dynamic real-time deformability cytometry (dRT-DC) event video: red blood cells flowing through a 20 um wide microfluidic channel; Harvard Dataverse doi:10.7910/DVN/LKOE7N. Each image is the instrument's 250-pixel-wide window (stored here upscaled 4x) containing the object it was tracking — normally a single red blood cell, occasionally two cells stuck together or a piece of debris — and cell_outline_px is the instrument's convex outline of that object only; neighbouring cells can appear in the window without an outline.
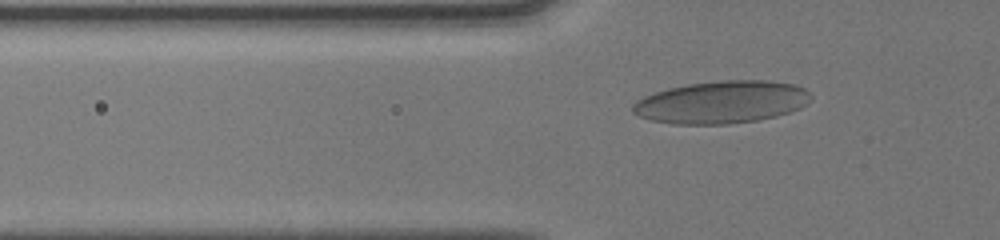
{"species": "human", "species_latin": "Homo sapiens", "temperature_condition": "cold", "stored_images_in_passage": 51, "camera_frame_rate_fps": 3000, "um_per_image_px": 0.085, "donor": {"sex": "male"}, "frame": {"image": 1, "passage_image": 18, "time_ms": 5.667, "image_size_px": [1000, 240], "cell_outline_px": [[812, 100], [800, 108], [776, 116], [756, 120], [728, 124], [672, 124], [648, 120], [632, 112], [632, 104], [636, 100], [644, 96], [668, 88], [688, 84], [720, 80], [768, 80], [792, 84], [804, 88], [812, 96]], "centroid_in_image_um": [61.32, 8.68], "position_along_channel_um": 64.5, "area_um2": 44.22}}
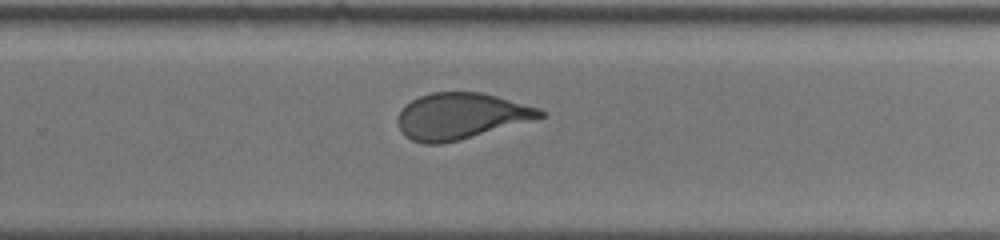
{"frame": {"image": 2, "passage_image": 35, "time_ms": 11.333, "image_size_px": [1000, 240], "cell_outline_px": [[544, 116], [456, 140], [440, 144], [424, 144], [412, 140], [404, 136], [396, 120], [400, 108], [404, 104], [420, 96], [432, 92], [480, 92], [496, 96], [540, 108], [544, 112]], "centroid_in_image_um": [39.07, 9.85], "position_along_channel_um": 290.7, "area_um2": 37.69}}
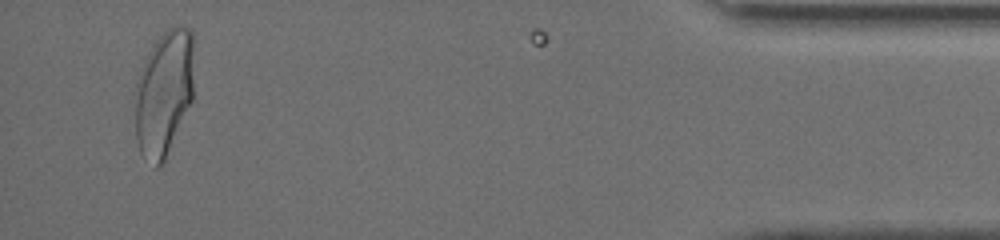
{"frame": {"image": 3, "passage_image": 49, "time_ms": 16.0, "image_size_px": [1000, 240], "cell_outline_px": [[192, 100], [164, 160], [156, 168], [152, 168], [140, 152], [136, 140], [132, 92], [144, 60], [152, 44], [168, 28], [176, 24], [184, 24], [192, 32]], "centroid_in_image_um": [13.87, 7.9], "position_along_channel_um": 421.3, "area_um2": 43.81}, "authors_computed_cell_mechanics": {"area_um2": 40.6912, "velocity_mm_per_s": 4.1132, "shape_relaxation_time_tau1_ms": 5.2983, "shape_relaxation_time_tau2_ms": null, "deformation_change_tau1": 0.1547, "deformation_change_tau2": null}}